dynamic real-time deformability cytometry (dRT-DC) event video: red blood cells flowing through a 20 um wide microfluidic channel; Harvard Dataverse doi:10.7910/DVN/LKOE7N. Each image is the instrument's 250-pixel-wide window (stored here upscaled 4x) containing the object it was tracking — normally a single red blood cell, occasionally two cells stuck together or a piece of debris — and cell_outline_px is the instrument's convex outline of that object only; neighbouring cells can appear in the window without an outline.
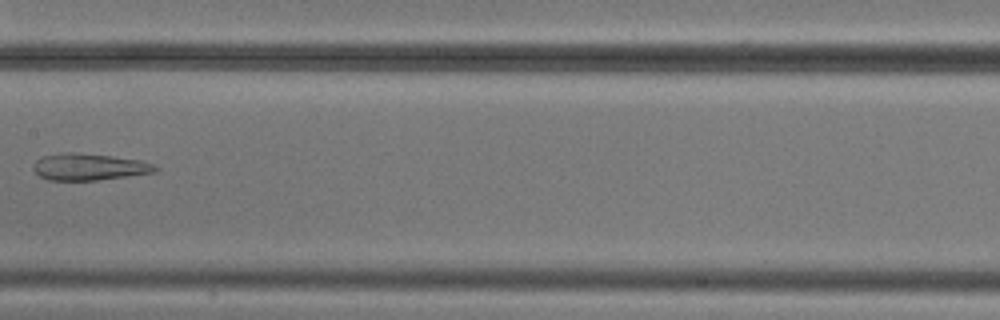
{"species": "common noctule bat (a hibernating species)", "species_latin": "Nyctalus noctula", "temperature_condition": "cold", "stored_images_in_passage": 7, "camera_frame_rate_fps": 3000, "um_per_image_px": 0.085, "animal": {"sex": "male", "body_mass_g": 20.5, "forearm_length_mm": 52.5}, "frame": {"image": 1, "passage_image": 6, "time_ms": 6.0, "image_size_px": [1000, 320], "cell_outline_px": [[160, 168], [156, 172], [96, 180], [48, 180], [40, 176], [32, 168], [32, 164], [36, 160], [44, 156], [64, 152], [72, 152], [112, 156], [140, 160], [152, 164]], "centroid_in_image_um": [7.55, 14.18], "position_along_channel_um": 199.8, "area_um2": 18.9}}
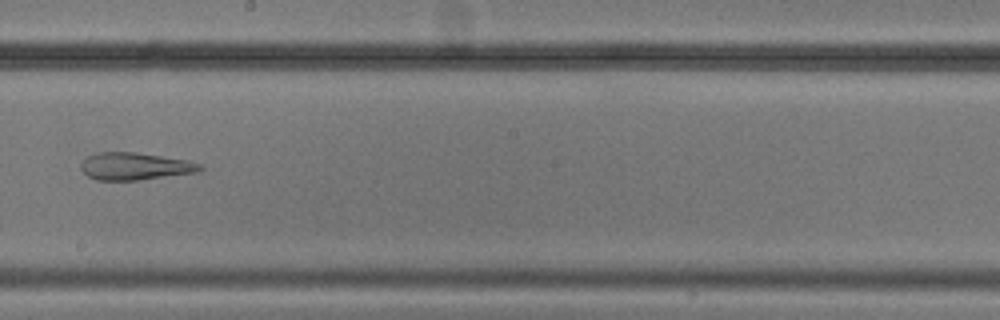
{"frame": {"image": 2, "passage_image": 7, "time_ms": 7.0, "image_size_px": [1000, 320], "cell_outline_px": [[204, 168], [200, 172], [140, 180], [96, 180], [88, 176], [80, 168], [80, 164], [88, 156], [96, 152], [136, 152], [188, 160], [204, 164]], "centroid_in_image_um": [11.53, 14.13], "position_along_channel_um": 236.7, "area_um2": 19.25}}